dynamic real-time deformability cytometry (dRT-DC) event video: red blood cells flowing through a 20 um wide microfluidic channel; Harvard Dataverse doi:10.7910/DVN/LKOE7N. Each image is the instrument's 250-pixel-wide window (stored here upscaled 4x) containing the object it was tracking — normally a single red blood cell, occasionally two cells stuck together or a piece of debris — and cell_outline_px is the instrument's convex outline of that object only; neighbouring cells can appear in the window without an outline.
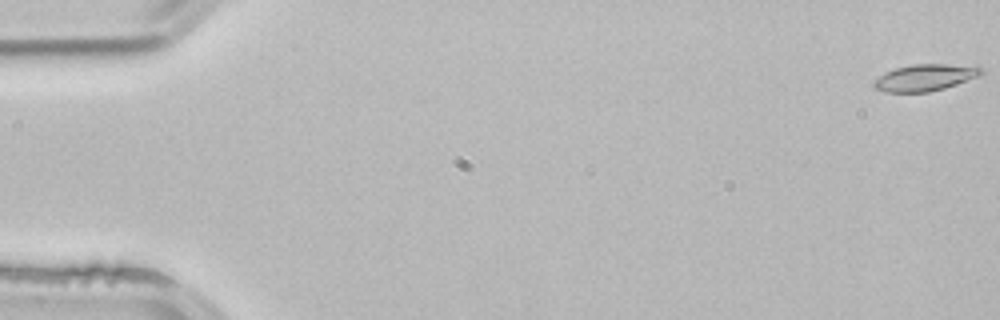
{"species": "common noctule bat (a hibernating species)", "species_latin": "Nyctalus noctula", "temperature_condition": "room temperature", "stored_images_in_passage": 53, "camera_frame_rate_fps": 3000, "um_per_image_px": 0.085, "animal": {"sex": "male", "body_mass_g": 21.5, "forearm_length_mm": 52.0}, "frame": {"image": 1, "passage_image": 1, "time_ms": 0.0, "image_size_px": [1000, 320], "cell_outline_px": [[984, 72], [980, 76], [944, 88], [928, 92], [884, 92], [876, 88], [872, 84], [872, 80], [884, 72], [896, 68], [912, 64], [948, 64], [984, 68]], "centroid_in_image_um": [78.59, 6.59], "position_along_channel_um": 6.4, "area_um2": 16.7}}
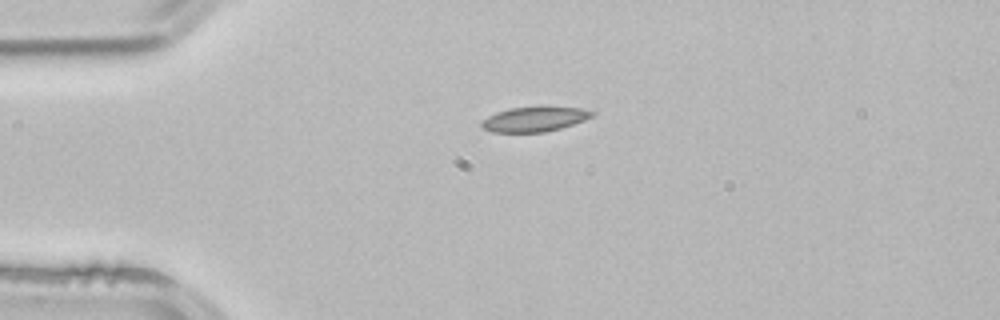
{"frame": {"image": 2, "passage_image": 13, "time_ms": 4.0, "image_size_px": [1000, 320], "cell_outline_px": [[596, 116], [560, 128], [544, 132], [492, 132], [480, 128], [480, 124], [488, 116], [496, 112], [508, 108], [540, 104], [548, 104], [580, 108], [596, 112]], "centroid_in_image_um": [45.46, 10.07], "position_along_channel_um": 39.5, "area_um2": 16.82}}
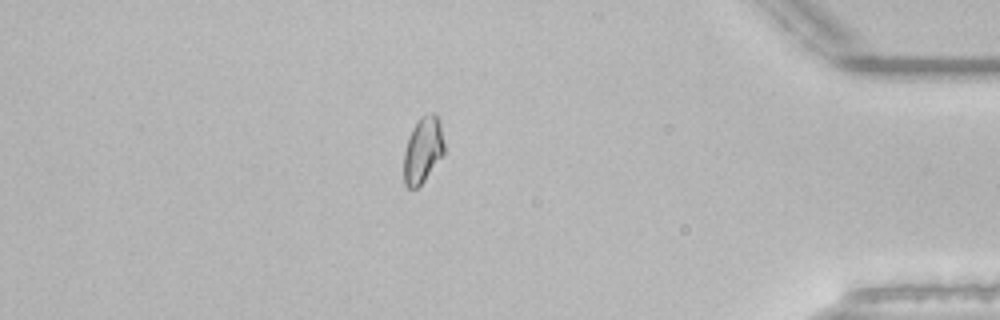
{"frame": {"image": 3, "passage_image": 46, "time_ms": 15.0, "image_size_px": [1000, 320], "cell_outline_px": [[444, 152], [424, 180], [416, 188], [408, 188], [404, 184], [404, 152], [412, 128], [420, 116], [432, 112], [436, 116], [440, 124], [444, 144]], "centroid_in_image_um": [35.93, 12.74], "position_along_channel_um": 399.3, "area_um2": 15.2}, "authors_computed_cell_mechanics": {"area_um2": 15.9528, "velocity_mm_per_s": 3.8881, "shape_relaxation_time_tau1_ms": null, "shape_relaxation_time_tau2_ms": 5.6502, "deformation_change_tau1": null, "deformation_change_tau2": 0.0901}}